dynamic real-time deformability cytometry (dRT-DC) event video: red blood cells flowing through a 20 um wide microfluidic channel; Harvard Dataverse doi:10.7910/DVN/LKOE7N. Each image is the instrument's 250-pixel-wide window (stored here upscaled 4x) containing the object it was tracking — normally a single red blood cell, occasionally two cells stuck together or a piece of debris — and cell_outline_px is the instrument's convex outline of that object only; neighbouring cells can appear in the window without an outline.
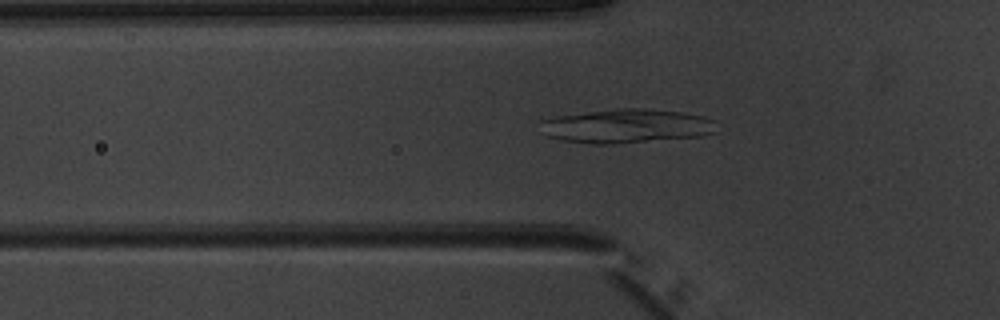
{"species": "common noctule bat (a hibernating species)", "species_latin": "Nyctalus noctula", "temperature_condition": "warm", "stored_images_in_passage": 49, "camera_frame_rate_fps": 3000, "um_per_image_px": 0.085, "animal": {"sex": "male", "body_mass_g": 20.1, "forearm_length_mm": 53.5}, "frame": {"image": 1, "passage_image": 16, "time_ms": 5.0, "image_size_px": [1000, 320], "cell_outline_px": [[720, 132], [700, 136], [612, 144], [592, 144], [564, 140], [548, 136], [540, 132], [540, 120], [556, 116], [616, 108], [644, 108], [684, 112], [704, 116], [716, 120]], "centroid_in_image_um": [53.31, 10.7], "position_along_channel_um": 72.5, "area_um2": 35.43}}
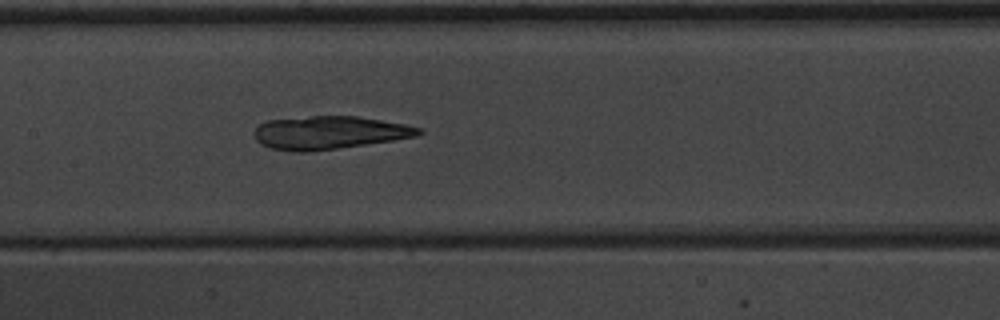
{"frame": {"image": 2, "passage_image": 24, "time_ms": 7.667, "image_size_px": [1000, 320], "cell_outline_px": [[424, 132], [416, 136], [392, 140], [308, 152], [292, 152], [268, 148], [260, 144], [256, 140], [252, 132], [260, 124], [268, 120], [312, 116], [356, 116], [408, 124], [424, 128]], "centroid_in_image_um": [27.97, 11.27], "position_along_channel_um": 179.4, "area_um2": 31.85}}
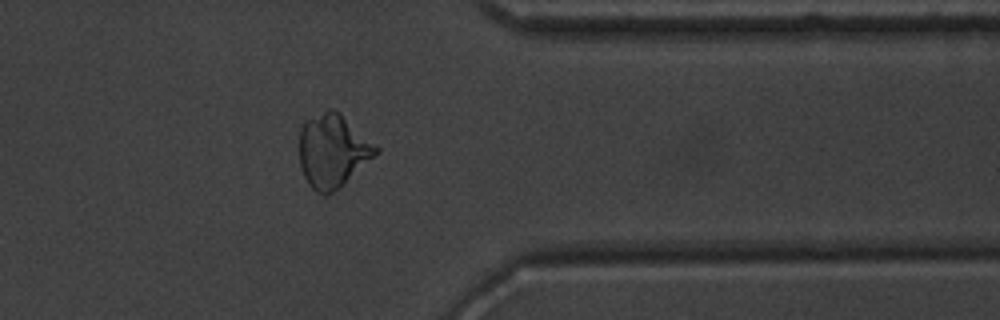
{"frame": {"image": 3, "passage_image": 40, "time_ms": 13.0, "image_size_px": [1000, 320], "cell_outline_px": [[380, 152], [340, 188], [328, 196], [324, 196], [316, 192], [308, 184], [304, 176], [300, 164], [300, 128], [308, 120], [328, 108], [332, 108], [340, 112], [380, 148]], "centroid_in_image_um": [28.31, 12.85], "position_along_channel_um": 383.1, "area_um2": 32.95}}